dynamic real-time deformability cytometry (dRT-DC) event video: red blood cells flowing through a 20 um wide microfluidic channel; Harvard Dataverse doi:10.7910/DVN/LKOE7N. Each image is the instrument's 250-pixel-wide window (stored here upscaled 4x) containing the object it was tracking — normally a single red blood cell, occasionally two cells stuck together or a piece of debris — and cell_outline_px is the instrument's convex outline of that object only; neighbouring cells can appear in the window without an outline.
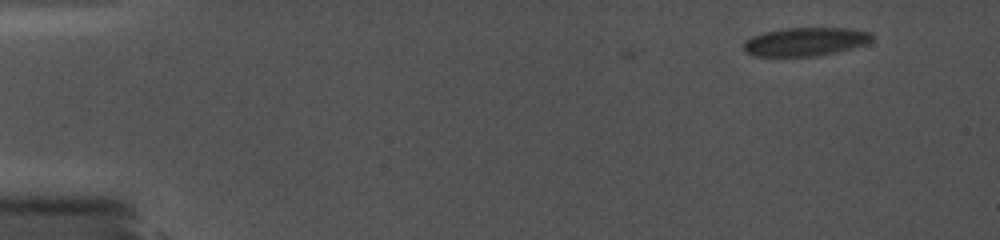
{"species": "common noctule bat (a hibernating species)", "species_latin": "Nyctalus noctula", "temperature_condition": "cold", "stored_images_in_passage": 4, "camera_frame_rate_fps": 5000, "um_per_image_px": 0.085, "animal": {"sex": "female", "body_mass_g": 19.0, "forearm_length_mm": 56.7}, "frame": {"image": 1, "passage_image": 1, "time_ms": 0.0, "image_size_px": [1000, 240], "cell_outline_px": [[872, 40], [864, 44], [852, 48], [820, 56], [752, 56], [744, 52], [744, 40], [752, 36], [764, 32], [784, 28], [848, 28], [872, 32]], "centroid_in_image_um": [68.43, 3.54], "position_along_channel_um": 16.6, "area_um2": 21.44}}